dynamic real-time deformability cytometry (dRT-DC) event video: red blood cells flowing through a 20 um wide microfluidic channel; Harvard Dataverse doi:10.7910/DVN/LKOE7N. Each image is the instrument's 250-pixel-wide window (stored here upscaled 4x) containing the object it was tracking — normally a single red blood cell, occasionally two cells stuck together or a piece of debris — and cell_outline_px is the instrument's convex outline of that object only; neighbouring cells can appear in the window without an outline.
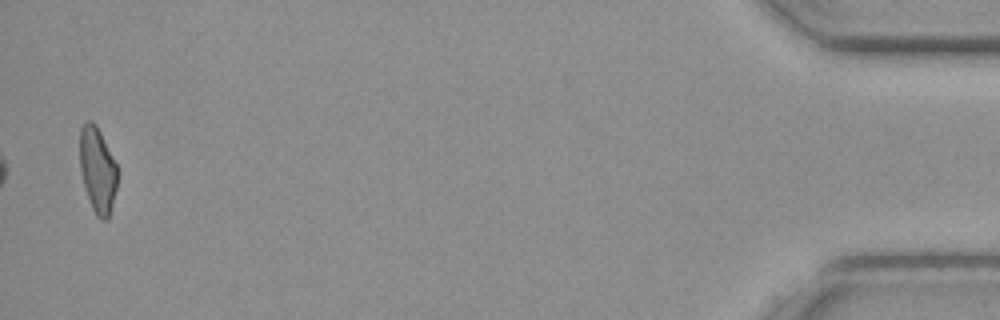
{"species": "common noctule bat (a hibernating species)", "species_latin": "Nyctalus noctula", "temperature_condition": "cold", "stored_images_in_passage": 48, "camera_frame_rate_fps": 3000, "um_per_image_px": 0.085, "animal": {"sex": "female", "body_mass_g": 19.3, "forearm_length_mm": 54.1}, "frame": {"image": 1, "passage_image": 48, "time_ms": 15.667, "image_size_px": [1000, 320], "cell_outline_px": [[116, 188], [108, 220], [100, 220], [96, 216], [92, 208], [84, 184], [80, 168], [80, 128], [84, 120], [92, 120], [96, 124], [116, 164]], "centroid_in_image_um": [8.27, 14.42], "position_along_channel_um": 426.9, "area_um2": 18.5}}